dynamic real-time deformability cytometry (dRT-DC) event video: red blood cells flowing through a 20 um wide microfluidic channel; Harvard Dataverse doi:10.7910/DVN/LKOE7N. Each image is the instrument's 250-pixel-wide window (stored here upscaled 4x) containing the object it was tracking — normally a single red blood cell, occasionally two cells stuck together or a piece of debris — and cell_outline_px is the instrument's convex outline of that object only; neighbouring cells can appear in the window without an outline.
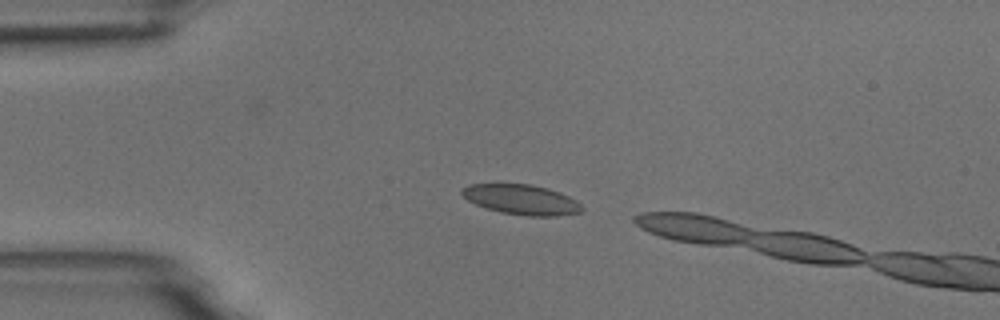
{"species": "common noctule bat (a hibernating species)", "species_latin": "Nyctalus noctula", "temperature_condition": "room temperature", "stored_images_in_passage": 3, "camera_frame_rate_fps": 3000, "um_per_image_px": 0.085, "animal": {"sex": "male", "body_mass_g": 18.8}, "frame": {"image": 1, "passage_image": 1, "time_ms": 0.0, "image_size_px": [1000, 320], "cell_outline_px": [[584, 208], [580, 212], [556, 216], [528, 216], [500, 212], [484, 208], [468, 200], [460, 192], [460, 188], [468, 184], [532, 184], [548, 188], [560, 192], [576, 200]], "centroid_in_image_um": [44.3, 16.96], "position_along_channel_um": 40.7, "area_um2": 21.1}}